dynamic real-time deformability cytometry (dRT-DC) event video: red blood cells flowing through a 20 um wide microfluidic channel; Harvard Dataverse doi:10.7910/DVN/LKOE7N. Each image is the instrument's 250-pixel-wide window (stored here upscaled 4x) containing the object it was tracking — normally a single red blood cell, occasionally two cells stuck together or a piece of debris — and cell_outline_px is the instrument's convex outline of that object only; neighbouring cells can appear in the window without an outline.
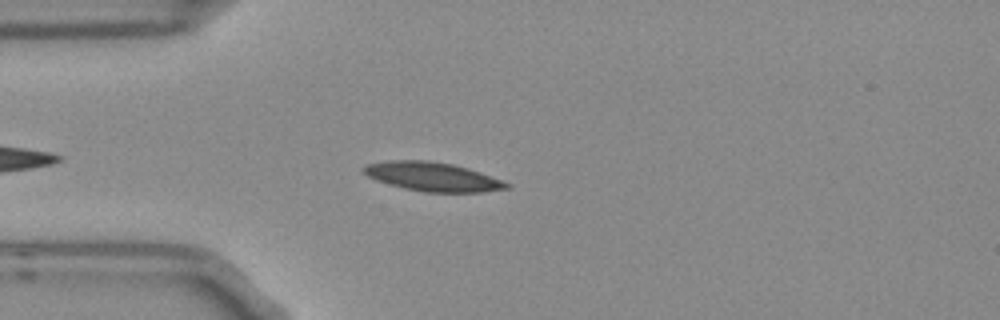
{"species": "Egyptian fruit bat (a non-hibernating species)", "species_latin": "Rousettus aegyptiacus", "temperature_condition": "room temperature", "stored_images_in_passage": 4, "camera_frame_rate_fps": 3000, "um_per_image_px": 0.085, "frame": {"image": 1, "passage_image": 4, "time_ms": 1.0, "image_size_px": [1000, 320], "cell_outline_px": [[512, 184], [508, 188], [480, 192], [424, 192], [404, 188], [376, 180], [368, 176], [360, 168], [368, 164], [388, 160], [428, 160], [452, 164], [468, 168], [480, 172]], "centroid_in_image_um": [36.76, 15.01], "position_along_channel_um": 48.2, "area_um2": 23.99}}